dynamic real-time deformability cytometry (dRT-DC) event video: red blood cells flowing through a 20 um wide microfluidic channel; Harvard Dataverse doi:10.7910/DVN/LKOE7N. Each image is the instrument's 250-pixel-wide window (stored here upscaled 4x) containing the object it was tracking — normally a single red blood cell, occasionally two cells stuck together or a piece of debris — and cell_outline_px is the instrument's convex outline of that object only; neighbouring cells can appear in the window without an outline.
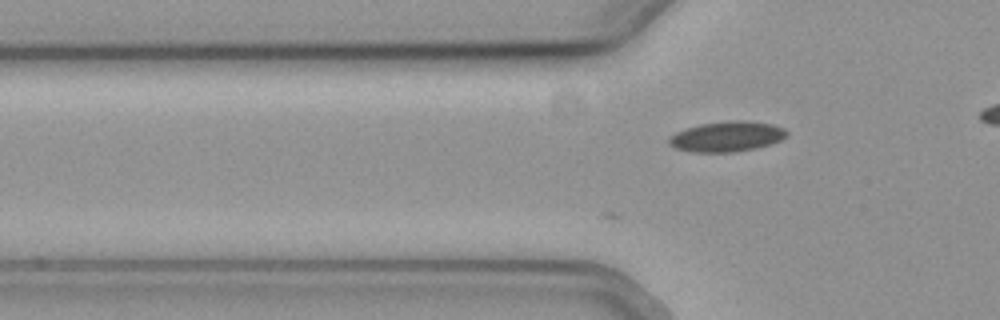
{"species": "common noctule bat (a hibernating species)", "species_latin": "Nyctalus noctula", "temperature_condition": "cold", "stored_images_in_passage": 13, "camera_frame_rate_fps": 3000, "um_per_image_px": 0.085, "animal": {"sex": "female", "body_mass_g": 19.3, "forearm_length_mm": 54.1}, "frame": {"image": 1, "passage_image": 13, "time_ms": 4.0, "image_size_px": [1000, 320], "cell_outline_px": [[788, 132], [780, 140], [756, 148], [732, 152], [692, 152], [676, 148], [668, 144], [668, 136], [684, 128], [700, 124], [728, 120], [744, 120], [772, 124], [784, 128]], "centroid_in_image_um": [61.73, 11.59], "position_along_channel_um": 64.1, "area_um2": 20.81}}